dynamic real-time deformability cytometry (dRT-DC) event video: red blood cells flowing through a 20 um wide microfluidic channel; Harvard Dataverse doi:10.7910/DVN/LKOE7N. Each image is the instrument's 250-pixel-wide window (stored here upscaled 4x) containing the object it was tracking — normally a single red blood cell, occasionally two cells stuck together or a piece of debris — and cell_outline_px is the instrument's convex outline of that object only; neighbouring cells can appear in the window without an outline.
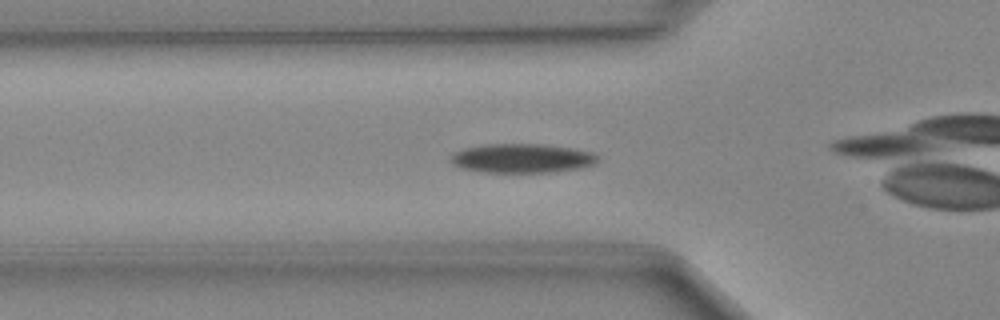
{"species": "Egyptian fruit bat (a non-hibernating species)", "species_latin": "Rousettus aegyptiacus", "temperature_condition": "cold", "stored_images_in_passage": 38, "camera_frame_rate_fps": 3000, "um_per_image_px": 0.085, "animal": {"sex": "female"}, "frame": {"image": 1, "passage_image": 5, "time_ms": 1.333, "image_size_px": [1000, 320], "cell_outline_px": [[596, 160], [592, 164], [580, 168], [552, 172], [484, 172], [464, 168], [452, 164], [452, 152], [464, 148], [484, 144], [540, 144], [568, 148], [592, 152], [596, 156]], "centroid_in_image_um": [44.31, 13.45], "position_along_channel_um": 81.5, "area_um2": 24.57}}
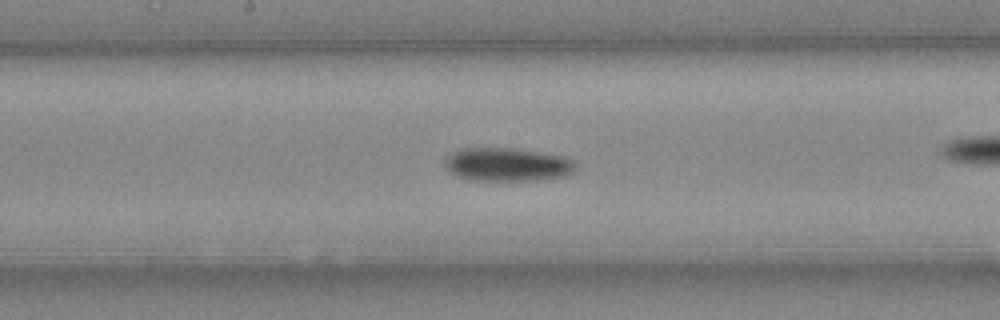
{"frame": {"image": 2, "passage_image": 14, "time_ms": 4.333, "image_size_px": [1000, 320], "cell_outline_px": [[576, 172], [564, 176], [536, 180], [472, 180], [456, 176], [448, 172], [444, 164], [448, 156], [464, 148], [512, 148], [540, 152], [564, 156], [572, 160], [576, 164]], "centroid_in_image_um": [43.15, 13.99], "position_along_channel_um": 205.1, "area_um2": 25.43}}
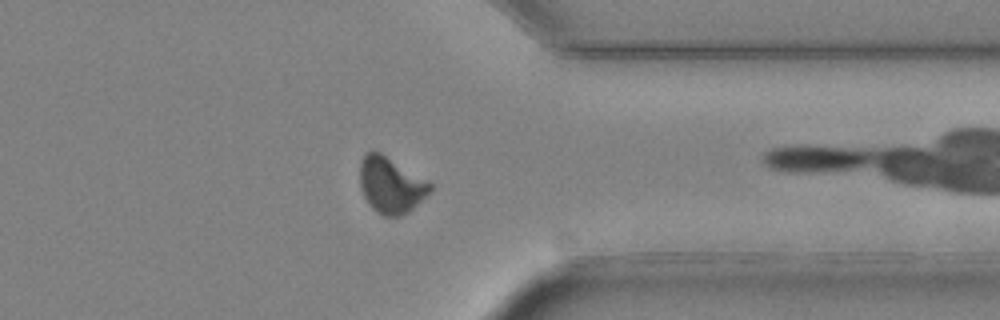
{"frame": {"image": 3, "passage_image": 27, "time_ms": 8.667, "image_size_px": [1000, 320], "cell_outline_px": [[432, 188], [408, 212], [400, 216], [384, 216], [376, 212], [372, 208], [364, 196], [360, 184], [360, 164], [364, 152], [380, 152], [432, 184]], "centroid_in_image_um": [33.18, 15.73], "position_along_channel_um": 378.2, "area_um2": 22.37}}